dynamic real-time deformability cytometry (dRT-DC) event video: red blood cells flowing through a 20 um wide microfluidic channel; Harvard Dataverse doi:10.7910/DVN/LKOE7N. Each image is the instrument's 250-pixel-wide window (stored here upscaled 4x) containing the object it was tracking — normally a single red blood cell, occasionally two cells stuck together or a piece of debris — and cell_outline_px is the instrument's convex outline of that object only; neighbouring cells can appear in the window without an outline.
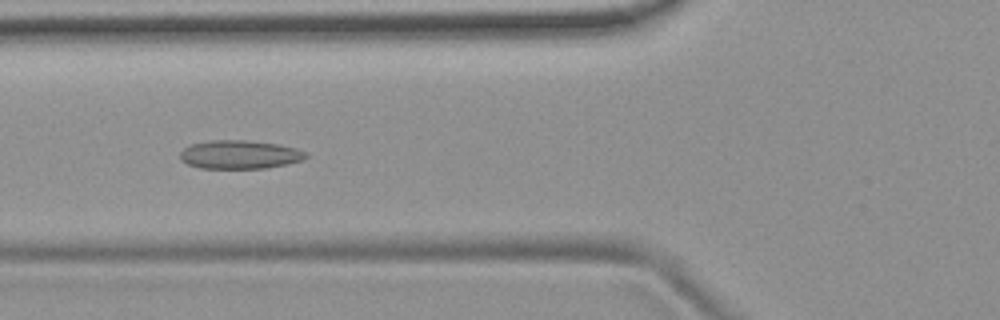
{"species": "common noctule bat (a hibernating species)", "species_latin": "Nyctalus noctula", "temperature_condition": "room temperature", "stored_images_in_passage": 28, "camera_frame_rate_fps": 3000, "um_per_image_px": 0.085, "animal": {"sex": "female", "body_mass_g": 19.9}, "frame": {"image": 1, "passage_image": 9, "time_ms": 2.667, "image_size_px": [1000, 320], "cell_outline_px": [[308, 156], [304, 160], [288, 164], [268, 168], [200, 168], [188, 164], [180, 160], [180, 152], [184, 148], [192, 144], [208, 140], [244, 140], [280, 144], [296, 148], [308, 152]], "centroid_in_image_um": [20.41, 13.14], "position_along_channel_um": 105.4, "area_um2": 21.15}}